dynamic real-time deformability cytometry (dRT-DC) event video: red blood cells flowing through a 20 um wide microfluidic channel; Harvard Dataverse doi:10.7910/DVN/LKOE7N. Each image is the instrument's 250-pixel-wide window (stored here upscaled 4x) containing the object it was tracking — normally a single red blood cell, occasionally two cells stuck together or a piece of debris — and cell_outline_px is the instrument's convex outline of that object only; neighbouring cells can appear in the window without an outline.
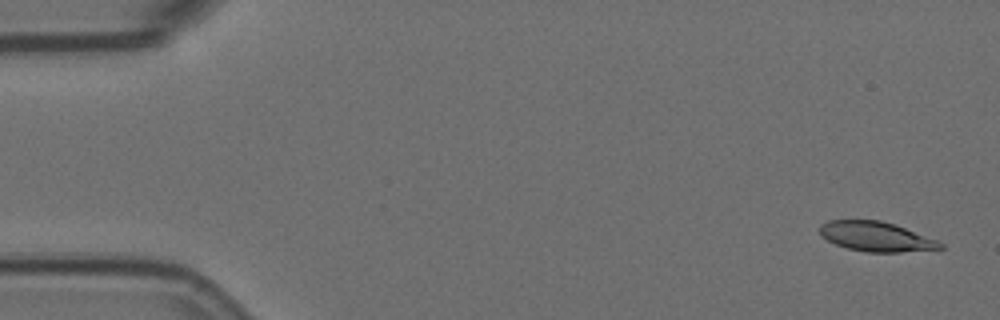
{"species": "Egyptian fruit bat (a non-hibernating species)", "species_latin": "Rousettus aegyptiacus", "temperature_condition": "room temperature", "stored_images_in_passage": 4, "camera_frame_rate_fps": 3000, "um_per_image_px": 0.085, "animal": {"sex": "female"}, "frame": {"image": 1, "passage_image": 1, "time_ms": 0.0, "image_size_px": [1000, 320], "cell_outline_px": [[944, 248], [940, 252], [868, 252], [848, 248], [836, 244], [820, 236], [820, 224], [828, 220], [880, 220], [904, 228], [936, 240], [944, 244]], "centroid_in_image_um": [74.55, 20.14], "position_along_channel_um": 10.5, "area_um2": 21.1}}
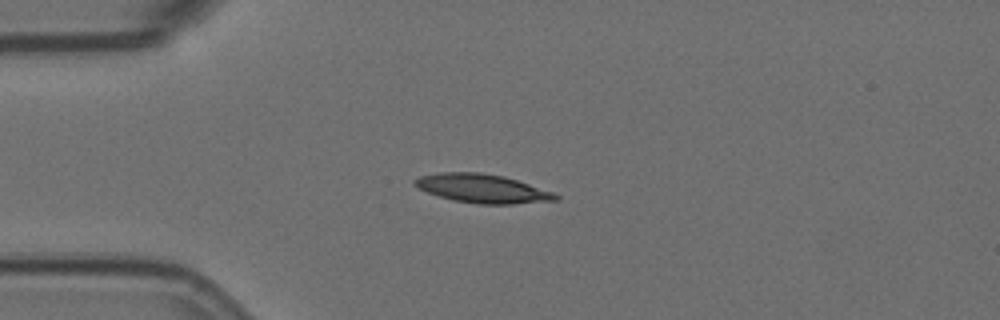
{"frame": {"image": 2, "passage_image": 4, "time_ms": 1.0, "image_size_px": [1000, 320], "cell_outline_px": [[560, 200], [512, 204], [476, 204], [452, 200], [428, 192], [412, 184], [412, 180], [420, 176], [440, 172], [480, 172], [504, 176], [552, 192], [560, 196]], "centroid_in_image_um": [40.99, 16.02], "position_along_channel_um": 44.0, "area_um2": 23.52}}